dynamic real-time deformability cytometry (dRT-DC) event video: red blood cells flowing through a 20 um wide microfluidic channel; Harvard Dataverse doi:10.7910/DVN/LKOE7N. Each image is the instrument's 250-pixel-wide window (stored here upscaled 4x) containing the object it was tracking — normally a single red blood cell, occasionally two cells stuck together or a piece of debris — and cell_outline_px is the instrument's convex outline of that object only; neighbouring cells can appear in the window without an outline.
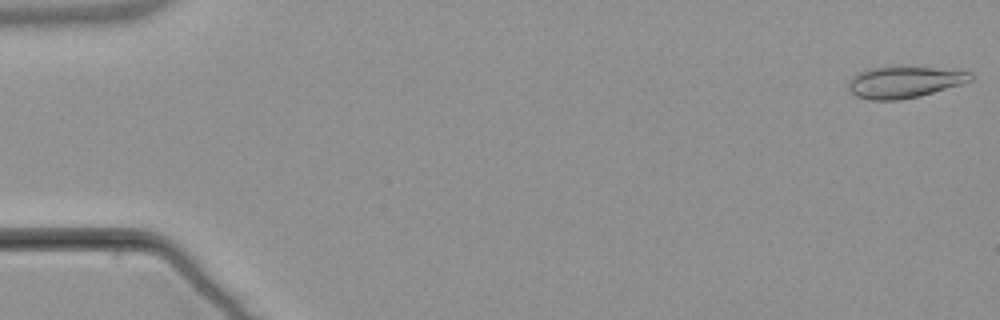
{"species": "common noctule bat (a hibernating species)", "species_latin": "Nyctalus noctula", "temperature_condition": "warm", "stored_images_in_passage": 13, "camera_frame_rate_fps": 3000, "um_per_image_px": 0.085, "animal": {"sex": "male", "body_mass_g": 21.5, "forearm_length_mm": 52.0}, "frame": {"image": 1, "passage_image": 1, "time_ms": 0.0, "image_size_px": [1000, 320], "cell_outline_px": [[976, 76], [972, 80], [964, 84], [920, 96], [900, 100], [872, 100], [856, 96], [848, 92], [848, 80], [852, 76], [868, 68], [900, 64], [904, 64], [972, 72]], "centroid_in_image_um": [76.88, 6.94], "position_along_channel_um": 8.1, "area_um2": 23.52}}